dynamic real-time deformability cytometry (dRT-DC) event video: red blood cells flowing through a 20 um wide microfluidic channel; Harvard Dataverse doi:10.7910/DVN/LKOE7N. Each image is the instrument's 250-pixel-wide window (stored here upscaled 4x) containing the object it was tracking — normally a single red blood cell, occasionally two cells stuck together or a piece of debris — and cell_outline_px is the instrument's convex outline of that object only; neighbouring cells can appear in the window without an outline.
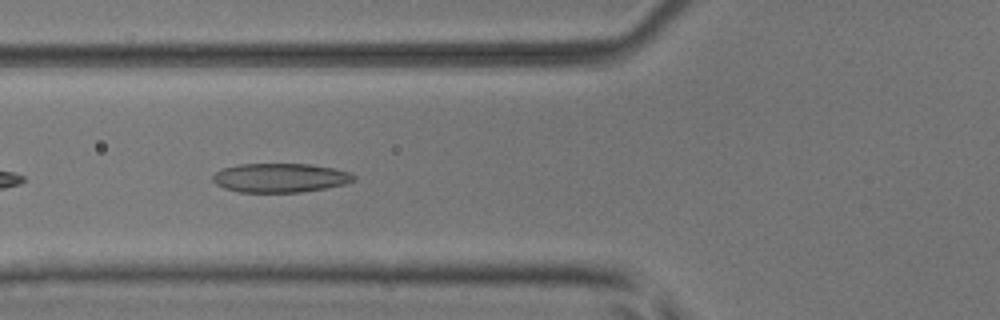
{"species": "common noctule bat (a hibernating species)", "species_latin": "Nyctalus noctula", "temperature_condition": "room temperature", "stored_images_in_passage": 32, "camera_frame_rate_fps": 3000, "um_per_image_px": 0.085, "animal": {"sex": "male", "body_mass_g": 17.9, "forearm_length_mm": 54.2}, "frame": {"image": 1, "passage_image": 5, "time_ms": 1.333, "image_size_px": [1000, 320], "cell_outline_px": [[356, 180], [344, 184], [324, 188], [300, 192], [240, 192], [224, 188], [216, 184], [212, 180], [212, 176], [216, 172], [224, 168], [240, 164], [312, 164], [332, 168], [348, 172], [356, 176]], "centroid_in_image_um": [23.81, 15.11], "position_along_channel_um": 102.0, "area_um2": 23.76}}
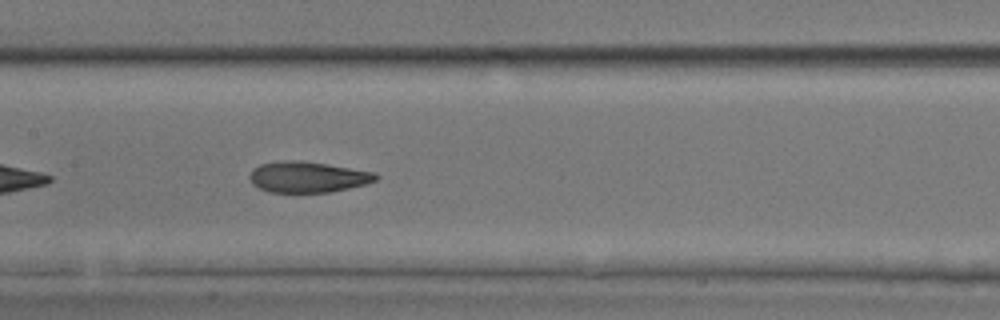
{"frame": {"image": 2, "passage_image": 11, "time_ms": 3.333, "image_size_px": [1000, 320], "cell_outline_px": [[380, 176], [376, 180], [364, 184], [348, 188], [328, 192], [268, 192], [252, 184], [248, 176], [252, 168], [260, 164], [284, 160], [300, 160], [328, 164], [376, 172]], "centroid_in_image_um": [26.13, 15.03], "position_along_channel_um": 181.3, "area_um2": 22.83}}
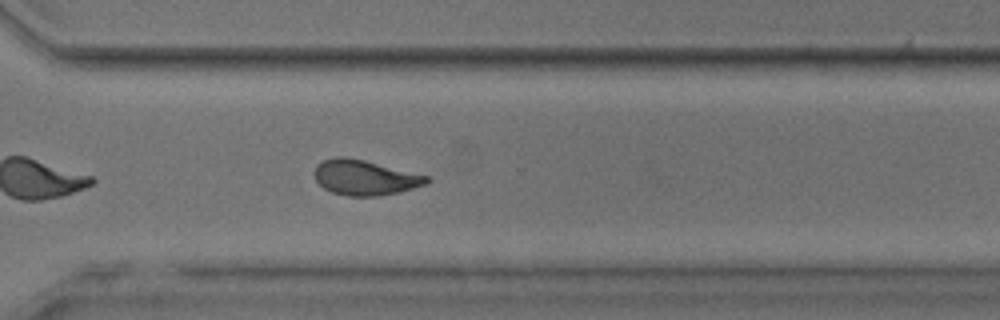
{"frame": {"image": 3, "passage_image": 23, "time_ms": 7.333, "image_size_px": [1000, 320], "cell_outline_px": [[428, 180], [424, 184], [400, 192], [376, 196], [348, 196], [332, 192], [324, 188], [316, 180], [316, 164], [324, 160], [336, 156], [344, 156], [364, 160], [428, 176]], "centroid_in_image_um": [30.98, 15.09], "position_along_channel_um": 339.6, "area_um2": 22.6}, "authors_computed_cell_mechanics": {"area_um2": 22.6287, "velocity_mm_per_s": 3.9643, "shape_relaxation_time_tau1_ms": 8.1353, "shape_relaxation_time_tau2_ms": 2.0783, "deformation_change_tau1": 0.2315, "deformation_change_tau2": 0.0907}}